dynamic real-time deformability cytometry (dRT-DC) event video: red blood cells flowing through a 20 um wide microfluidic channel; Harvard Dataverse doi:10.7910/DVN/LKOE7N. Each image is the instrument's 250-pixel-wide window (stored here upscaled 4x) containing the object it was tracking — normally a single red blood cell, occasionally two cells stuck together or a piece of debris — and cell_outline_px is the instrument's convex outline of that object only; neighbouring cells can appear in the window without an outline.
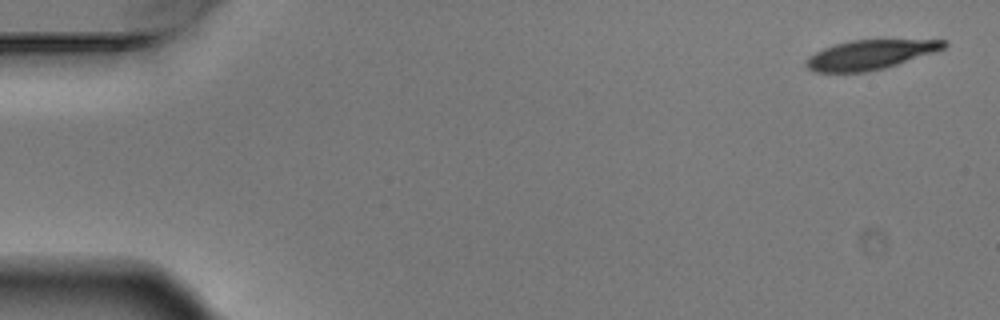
{"species": "Egyptian fruit bat (a non-hibernating species)", "species_latin": "Rousettus aegyptiacus", "temperature_condition": "warm", "stored_images_in_passage": 6, "segment_of_instrument_passage": [2, 2], "camera_frame_rate_fps": 3000, "um_per_image_px": 0.085, "animal": {"sex": "male"}, "frame": {"image": 1, "passage_image": 6, "time_ms": 1.667, "image_size_px": [1000, 320], "cell_outline_px": [[948, 44], [944, 48], [884, 68], [864, 72], [812, 72], [804, 64], [808, 56], [824, 48], [836, 44], [852, 40], [948, 40]], "centroid_in_image_um": [73.9, 4.65], "position_along_channel_um": 11.1, "area_um2": 23.24}}